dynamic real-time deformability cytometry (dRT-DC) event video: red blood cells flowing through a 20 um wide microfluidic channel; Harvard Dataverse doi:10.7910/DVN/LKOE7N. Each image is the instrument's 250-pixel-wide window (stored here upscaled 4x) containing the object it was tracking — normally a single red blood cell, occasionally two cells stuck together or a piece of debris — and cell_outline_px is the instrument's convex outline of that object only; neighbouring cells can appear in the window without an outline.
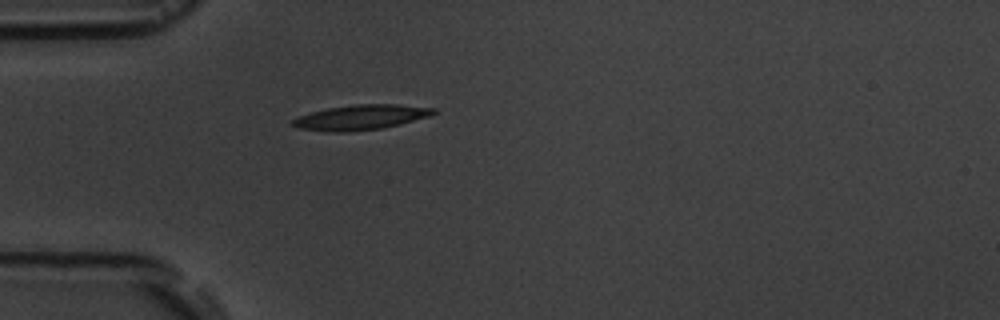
{"species": "common noctule bat (a hibernating species)", "species_latin": "Nyctalus noctula", "temperature_condition": "room temperature", "stored_images_in_passage": 1, "camera_frame_rate_fps": 3000, "um_per_image_px": 0.085, "animal": {"sex": "male", "body_mass_g": 19.5, "forearm_length_mm": 54.6}, "frame": {"image": 1, "passage_image": 1, "time_ms": 0.0, "image_size_px": [1000, 320], "cell_outline_px": [[436, 112], [432, 116], [400, 124], [380, 128], [352, 132], [328, 132], [296, 128], [288, 124], [292, 120], [300, 116], [312, 112], [328, 108], [352, 104], [396, 104], [436, 108]], "centroid_in_image_um": [30.66, 9.98], "position_along_channel_um": 54.3, "area_um2": 20.75}}